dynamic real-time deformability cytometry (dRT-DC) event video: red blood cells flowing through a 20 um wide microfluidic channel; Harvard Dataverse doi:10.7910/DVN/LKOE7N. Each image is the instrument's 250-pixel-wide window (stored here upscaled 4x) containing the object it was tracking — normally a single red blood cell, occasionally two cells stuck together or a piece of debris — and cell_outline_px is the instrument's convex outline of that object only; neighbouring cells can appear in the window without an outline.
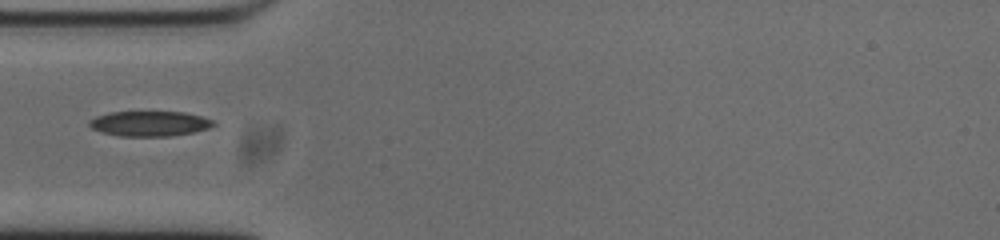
{"species": "common noctule bat (a hibernating species)", "species_latin": "Nyctalus noctula", "temperature_condition": "cold", "stored_images_in_passage": 39, "camera_frame_rate_fps": 3000, "um_per_image_px": 0.085, "animal": {"sex": "male", "body_mass_g": 20.0, "forearm_length_mm": 53.3}, "frame": {"image": 1, "passage_image": 1, "time_ms": 0.0, "image_size_px": [1000, 240], "cell_outline_px": [[216, 124], [208, 128], [192, 132], [168, 136], [120, 136], [100, 132], [92, 128], [88, 124], [88, 120], [96, 116], [108, 112], [184, 112], [200, 116], [212, 120]], "centroid_in_image_um": [12.66, 10.5], "position_along_channel_um": 72.3, "area_um2": 18.09}}
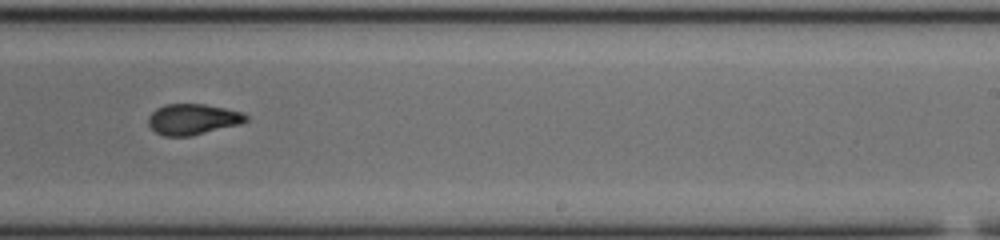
{"frame": {"image": 2, "passage_image": 17, "time_ms": 5.333, "image_size_px": [1000, 240], "cell_outline_px": [[248, 120], [240, 124], [192, 136], [164, 136], [156, 132], [148, 124], [148, 116], [156, 108], [164, 104], [204, 104], [224, 108], [240, 112], [248, 116]], "centroid_in_image_um": [16.37, 10.14], "position_along_channel_um": 272.6, "area_um2": 17.51}}